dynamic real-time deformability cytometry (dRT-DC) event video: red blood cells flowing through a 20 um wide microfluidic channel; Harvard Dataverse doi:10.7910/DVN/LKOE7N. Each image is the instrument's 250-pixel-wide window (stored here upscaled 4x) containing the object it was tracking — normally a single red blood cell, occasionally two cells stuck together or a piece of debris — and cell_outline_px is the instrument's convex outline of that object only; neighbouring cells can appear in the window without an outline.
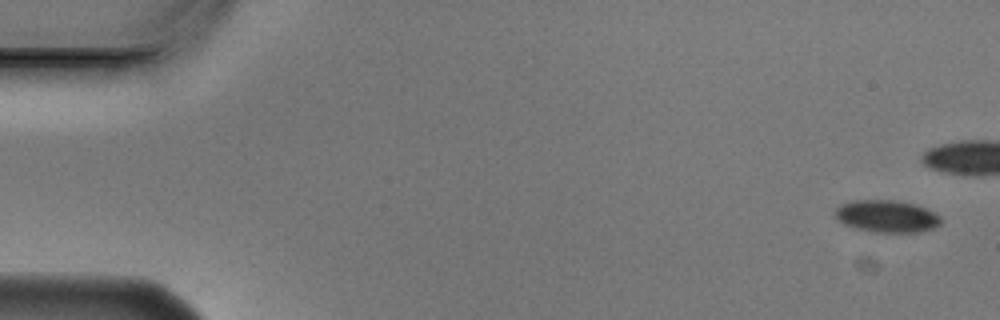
{"species": "Egyptian fruit bat (a non-hibernating species)", "species_latin": "Rousettus aegyptiacus", "temperature_condition": "cold", "stored_images_in_passage": 6, "camera_frame_rate_fps": 3000, "um_per_image_px": 0.085, "animal": {"sex": "male"}, "frame": {"image": 1, "passage_image": 1, "time_ms": 0.0, "image_size_px": [1000, 320], "cell_outline_px": [[940, 224], [932, 228], [920, 232], [868, 232], [844, 224], [836, 220], [836, 208], [840, 204], [852, 200], [892, 200], [916, 204], [940, 216]], "centroid_in_image_um": [75.33, 18.38], "position_along_channel_um": 9.7, "area_um2": 19.83}}